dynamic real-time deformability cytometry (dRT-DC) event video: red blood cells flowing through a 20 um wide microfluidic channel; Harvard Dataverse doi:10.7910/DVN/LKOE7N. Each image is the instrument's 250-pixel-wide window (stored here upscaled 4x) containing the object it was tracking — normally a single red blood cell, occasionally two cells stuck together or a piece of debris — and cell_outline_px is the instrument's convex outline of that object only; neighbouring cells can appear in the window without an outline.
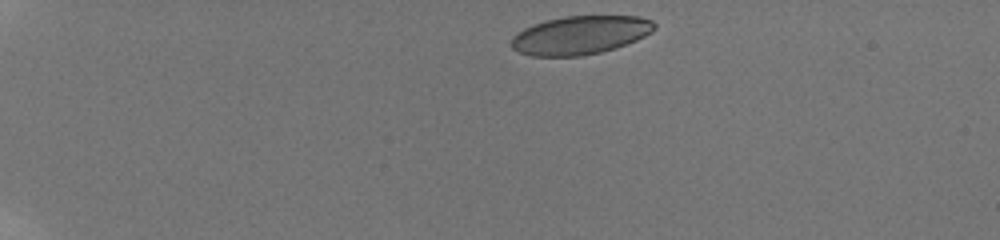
{"species": "human", "species_latin": "Homo sapiens", "temperature_condition": "room temperature", "stored_images_in_passage": 52, "camera_frame_rate_fps": 3000, "um_per_image_px": 0.085, "donor": {"sex": "male"}, "frame": {"image": 1, "passage_image": 1, "time_ms": 0.0, "image_size_px": [1000, 240], "cell_outline_px": [[656, 28], [652, 32], [636, 40], [600, 52], [580, 56], [532, 56], [520, 52], [512, 48], [512, 36], [524, 28], [532, 24], [564, 16], [640, 16], [652, 20], [656, 24]], "centroid_in_image_um": [49.32, 2.97], "position_along_channel_um": 35.7, "area_um2": 31.91}}
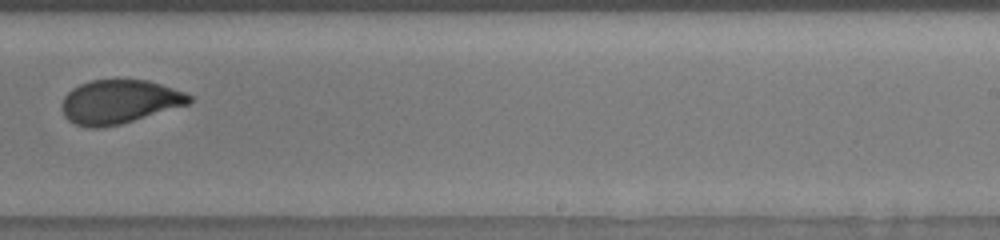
{"frame": {"image": 2, "passage_image": 37, "time_ms": 9.0, "image_size_px": [1000, 240], "cell_outline_px": [[192, 100], [188, 104], [120, 124], [104, 128], [92, 128], [76, 124], [68, 120], [64, 116], [60, 108], [64, 96], [72, 88], [80, 84], [92, 80], [148, 80], [184, 92], [192, 96]], "centroid_in_image_um": [10.1, 8.65], "position_along_channel_um": 278.9, "area_um2": 32.37}}
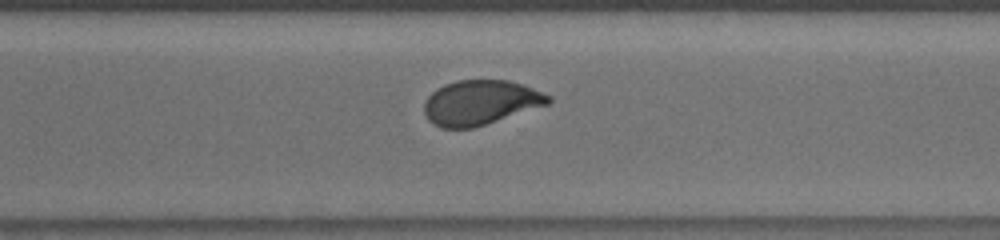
{"frame": {"image": 3, "passage_image": 40, "time_ms": 10.333, "image_size_px": [1000, 240], "cell_outline_px": [[552, 100], [548, 104], [472, 128], [440, 128], [432, 124], [428, 120], [424, 112], [424, 100], [436, 88], [444, 84], [456, 80], [508, 80], [532, 88], [552, 96]], "centroid_in_image_um": [40.79, 8.71], "position_along_channel_um": 329.8, "area_um2": 32.25}, "authors_computed_cell_mechanics": {"area_um2": 33.5818, "velocity_mm_per_s": 3.8135, "shape_relaxation_time_tau1_ms": null, "shape_relaxation_time_tau2_ms": 0.6694, "deformation_change_tau1": null, "deformation_change_tau2": 0.0681}}